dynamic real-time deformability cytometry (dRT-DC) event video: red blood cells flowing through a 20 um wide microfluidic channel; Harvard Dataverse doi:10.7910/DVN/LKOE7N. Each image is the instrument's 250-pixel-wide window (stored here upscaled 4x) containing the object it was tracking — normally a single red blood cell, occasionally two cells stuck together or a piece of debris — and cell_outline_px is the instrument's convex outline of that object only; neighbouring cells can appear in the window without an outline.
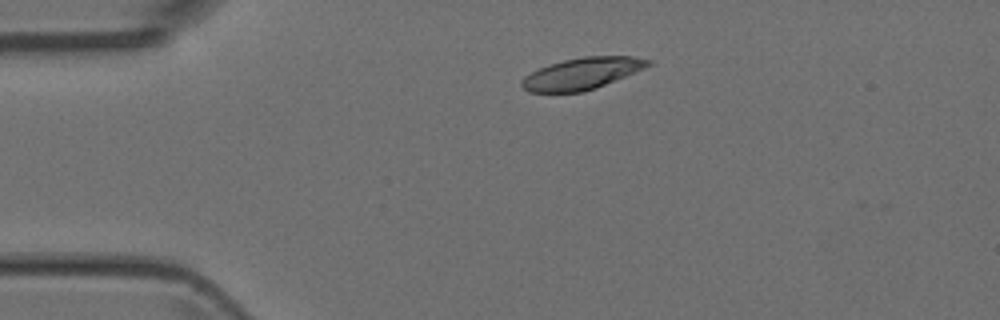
{"species": "Egyptian fruit bat (a non-hibernating species)", "species_latin": "Rousettus aegyptiacus", "temperature_condition": "room temperature", "stored_images_in_passage": 5, "camera_frame_rate_fps": 3000, "um_per_image_px": 0.085, "animal": {"sex": "female"}, "frame": {"image": 1, "passage_image": 3, "time_ms": 2.333, "image_size_px": [1000, 320], "cell_outline_px": [[652, 64], [644, 68], [596, 88], [584, 92], [528, 92], [520, 84], [520, 80], [524, 76], [540, 68], [564, 60], [584, 56], [632, 56], [652, 60]], "centroid_in_image_um": [49.47, 6.25], "position_along_channel_um": 35.5, "area_um2": 23.12}}
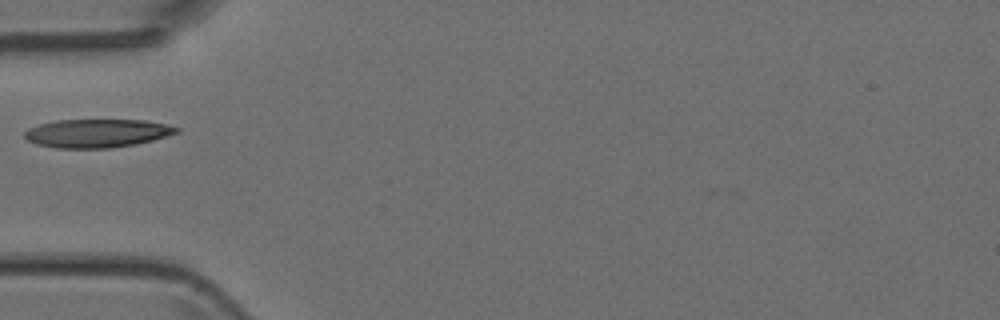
{"frame": {"image": 2, "passage_image": 5, "time_ms": 4.333, "image_size_px": [1000, 320], "cell_outline_px": [[180, 132], [168, 136], [136, 144], [112, 148], [56, 148], [36, 144], [28, 140], [24, 136], [24, 132], [28, 128], [40, 124], [56, 120], [144, 120], [168, 124], [180, 128]], "centroid_in_image_um": [8.27, 11.32], "position_along_channel_um": 76.7, "area_um2": 25.32}}